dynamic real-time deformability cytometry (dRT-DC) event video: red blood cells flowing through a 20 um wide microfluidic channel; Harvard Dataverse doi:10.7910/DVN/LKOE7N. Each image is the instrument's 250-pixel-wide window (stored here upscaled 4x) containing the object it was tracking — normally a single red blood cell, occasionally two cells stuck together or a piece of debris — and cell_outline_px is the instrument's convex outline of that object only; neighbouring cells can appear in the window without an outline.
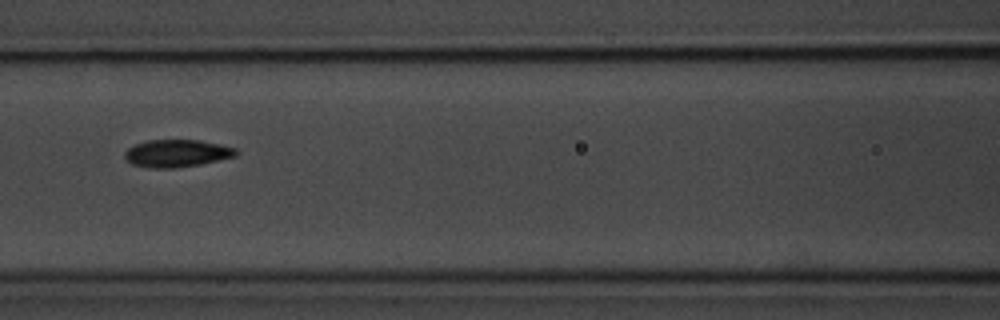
{"species": "common noctule bat (a hibernating species)", "species_latin": "Nyctalus noctula", "temperature_condition": "room temperature", "stored_images_in_passage": 7, "camera_frame_rate_fps": 3000, "um_per_image_px": 0.085, "animal": {"sex": "male", "body_mass_g": 20.1, "forearm_length_mm": 53.5}, "frame": {"image": 1, "passage_image": 4, "time_ms": 3.333, "image_size_px": [1000, 320], "cell_outline_px": [[240, 152], [236, 156], [200, 164], [176, 168], [148, 168], [132, 164], [124, 156], [124, 152], [128, 148], [136, 144], [148, 140], [200, 140], [220, 144], [236, 148]], "centroid_in_image_um": [15.05, 13.03], "position_along_channel_um": 151.6, "area_um2": 17.86}}
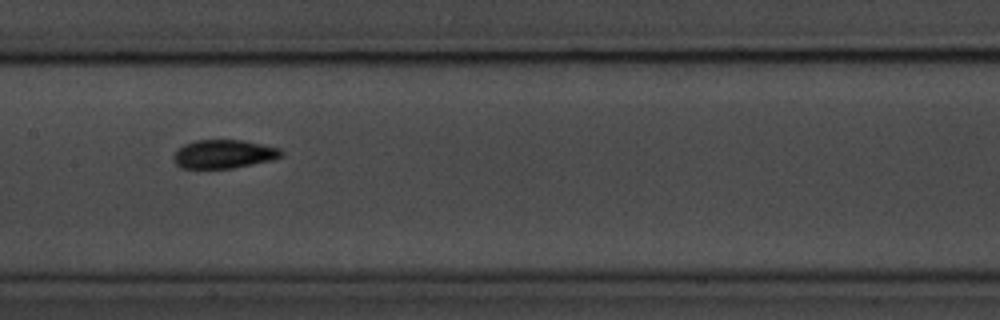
{"frame": {"image": 2, "passage_image": 5, "time_ms": 4.333, "image_size_px": [1000, 320], "cell_outline_px": [[284, 152], [280, 156], [272, 160], [232, 168], [180, 168], [172, 160], [172, 156], [184, 144], [196, 140], [244, 140], [280, 148]], "centroid_in_image_um": [19.01, 13.09], "position_along_channel_um": 188.4, "area_um2": 17.92}}